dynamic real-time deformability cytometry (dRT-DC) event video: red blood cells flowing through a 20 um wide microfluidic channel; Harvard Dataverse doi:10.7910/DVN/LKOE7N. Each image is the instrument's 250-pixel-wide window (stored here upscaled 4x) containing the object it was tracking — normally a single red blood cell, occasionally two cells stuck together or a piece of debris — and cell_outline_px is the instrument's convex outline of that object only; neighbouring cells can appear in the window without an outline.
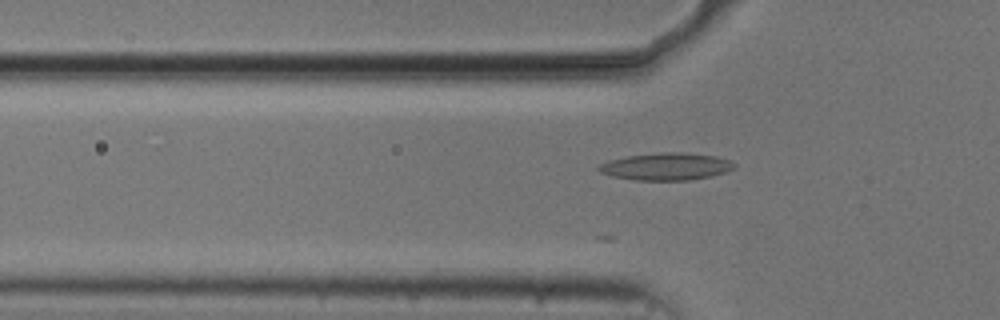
{"species": "common noctule bat (a hibernating species)", "species_latin": "Nyctalus noctula", "temperature_condition": "cold", "stored_images_in_passage": 37, "camera_frame_rate_fps": 3000, "um_per_image_px": 0.085, "animal": {"sex": "male", "body_mass_g": 20.5, "forearm_length_mm": 52.5}, "frame": {"image": 1, "passage_image": 17, "time_ms": 5.333, "image_size_px": [1000, 320], "cell_outline_px": [[736, 168], [712, 176], [688, 180], [636, 180], [612, 176], [600, 172], [596, 168], [600, 164], [608, 160], [628, 156], [660, 152], [680, 152], [716, 156], [728, 160], [736, 164]], "centroid_in_image_um": [56.62, 14.15], "position_along_channel_um": 69.2, "area_um2": 21.5}}
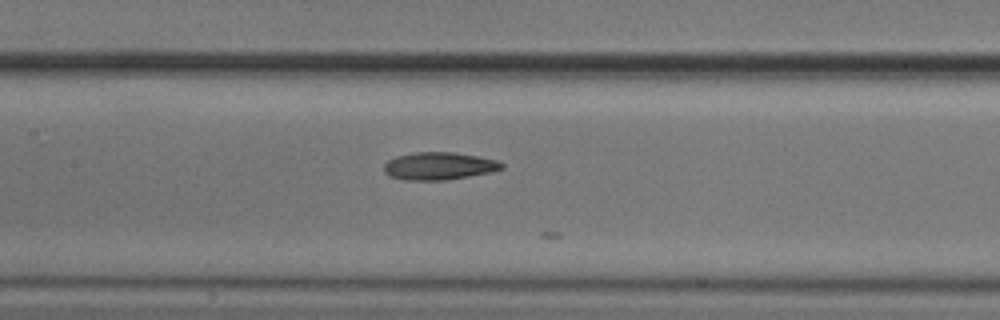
{"frame": {"image": 2, "passage_image": 25, "time_ms": 8.0, "image_size_px": [1000, 320], "cell_outline_px": [[504, 168], [492, 172], [444, 180], [404, 180], [388, 176], [384, 172], [384, 164], [388, 160], [396, 156], [416, 152], [452, 152], [500, 160], [504, 164]], "centroid_in_image_um": [37.31, 14.11], "position_along_channel_um": 170.1, "area_um2": 19.02}}
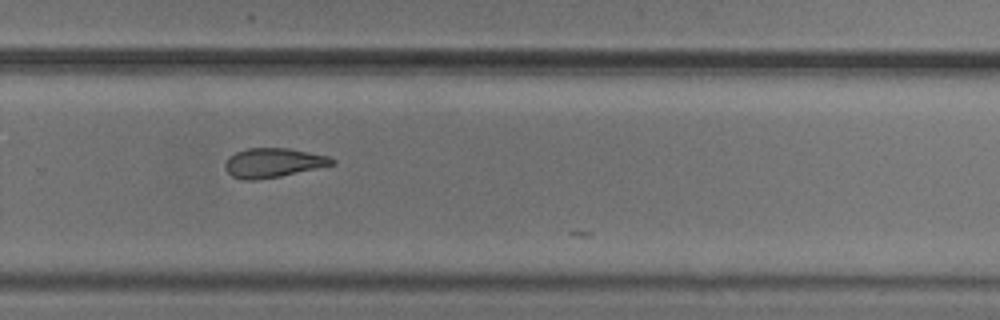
{"frame": {"image": 3, "passage_image": 36, "time_ms": 11.667, "image_size_px": [1000, 320], "cell_outline_px": [[336, 164], [280, 176], [256, 180], [244, 180], [232, 176], [224, 168], [224, 164], [228, 156], [236, 152], [248, 148], [288, 148], [328, 156], [336, 160]], "centroid_in_image_um": [23.2, 13.83], "position_along_channel_um": 306.6, "area_um2": 18.26}}